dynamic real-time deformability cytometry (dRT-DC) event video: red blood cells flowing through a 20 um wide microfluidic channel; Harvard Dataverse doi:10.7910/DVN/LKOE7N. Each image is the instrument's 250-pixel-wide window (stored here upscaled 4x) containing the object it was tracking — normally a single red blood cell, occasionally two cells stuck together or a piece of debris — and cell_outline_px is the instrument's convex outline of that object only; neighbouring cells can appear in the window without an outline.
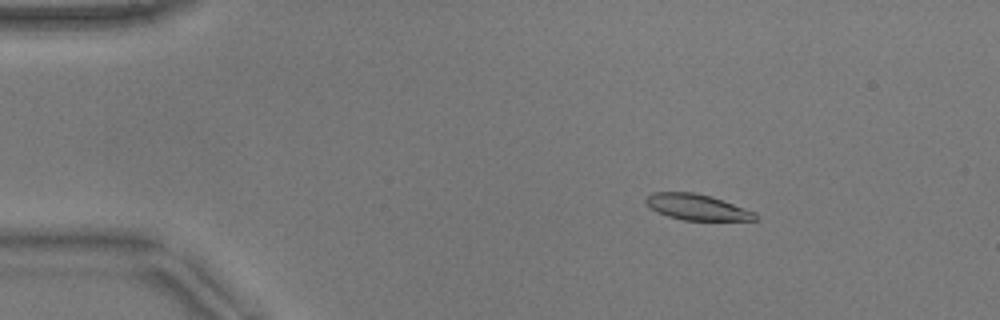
{"species": "common noctule bat (a hibernating species)", "species_latin": "Nyctalus noctula", "temperature_condition": "warm", "stored_images_in_passage": 26, "camera_frame_rate_fps": 3000, "um_per_image_px": 0.085, "animal": {"sex": "male", "body_mass_g": 17.9}, "frame": {"image": 1, "passage_image": 2, "time_ms": 0.333, "image_size_px": [1000, 320], "cell_outline_px": [[760, 216], [756, 220], [684, 220], [668, 216], [652, 208], [644, 200], [652, 192], [692, 192], [712, 196], [756, 212]], "centroid_in_image_um": [59.3, 17.6], "position_along_channel_um": 25.7, "area_um2": 16.36}}
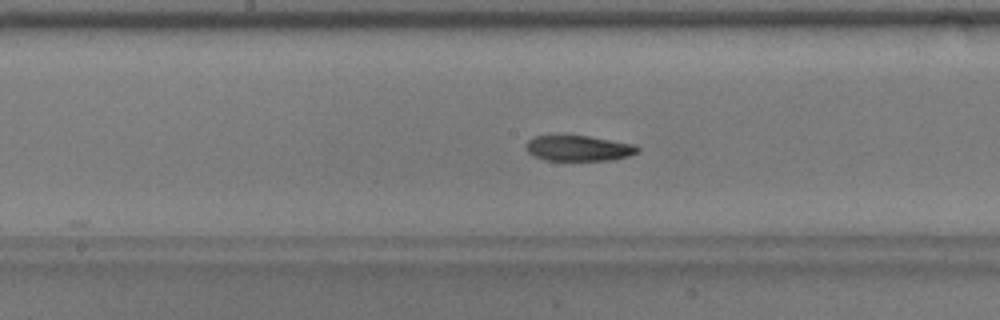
{"frame": {"image": 2, "passage_image": 21, "time_ms": 6.667, "image_size_px": [1000, 320], "cell_outline_px": [[640, 148], [636, 152], [628, 156], [608, 160], [544, 160], [532, 156], [524, 148], [528, 140], [536, 136], [588, 136], [632, 144]], "centroid_in_image_um": [49.11, 12.61], "position_along_channel_um": 199.1, "area_um2": 16.36}}